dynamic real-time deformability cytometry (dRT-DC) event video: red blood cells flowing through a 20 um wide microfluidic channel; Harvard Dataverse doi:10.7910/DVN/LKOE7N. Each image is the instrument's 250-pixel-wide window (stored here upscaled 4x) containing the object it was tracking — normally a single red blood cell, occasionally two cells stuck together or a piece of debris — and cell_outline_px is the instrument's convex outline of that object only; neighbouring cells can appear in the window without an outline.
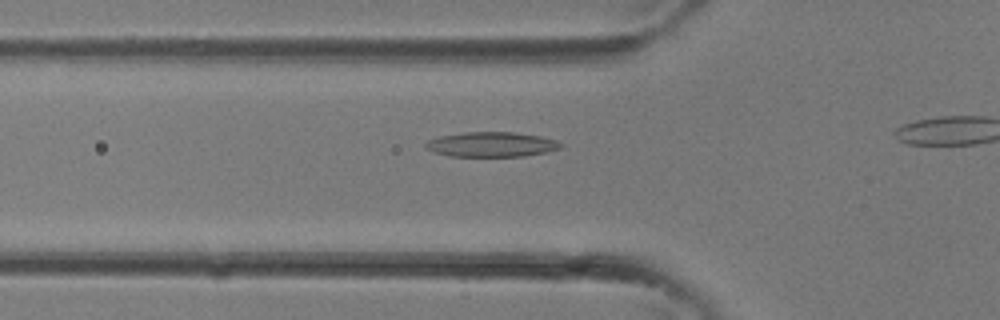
{"species": "common noctule bat (a hibernating species)", "species_latin": "Nyctalus noctula", "temperature_condition": "room temperature", "stored_images_in_passage": 22, "camera_frame_rate_fps": 3000, "um_per_image_px": 0.085, "animal": {"sex": "female"}, "frame": {"image": 1, "passage_image": 6, "time_ms": 1.667, "image_size_px": [1000, 320], "cell_outline_px": [[564, 144], [560, 148], [548, 152], [524, 156], [448, 156], [436, 152], [428, 148], [424, 144], [428, 140], [440, 136], [464, 132], [516, 132], [540, 136], [556, 140]], "centroid_in_image_um": [41.82, 12.27], "position_along_channel_um": 84.0, "area_um2": 19.54}}
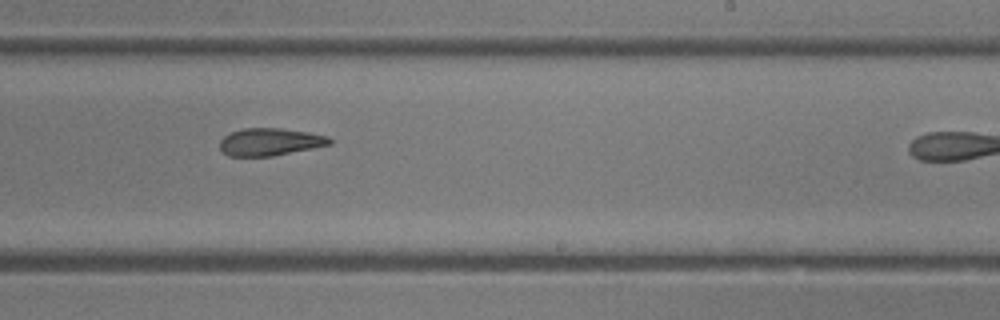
{"frame": {"image": 2, "passage_image": 15, "time_ms": 4.667, "image_size_px": [1000, 320], "cell_outline_px": [[332, 144], [272, 156], [228, 156], [220, 148], [220, 140], [224, 136], [232, 132], [244, 128], [280, 128], [308, 132], [328, 136], [332, 140]], "centroid_in_image_um": [22.95, 12.06], "position_along_channel_um": 266.0, "area_um2": 17.46}}
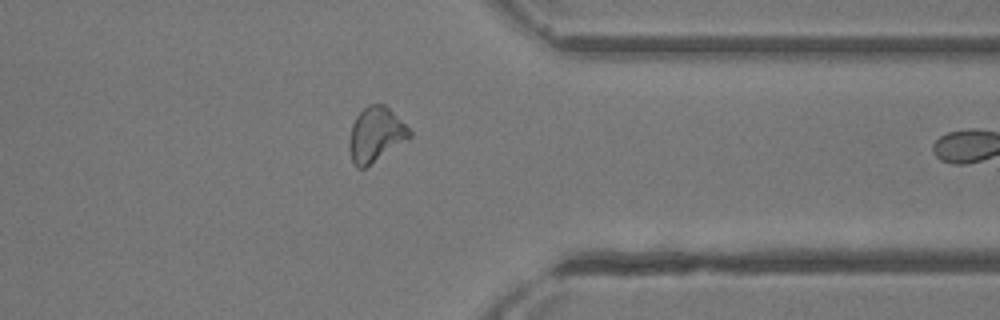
{"frame": {"image": 3, "passage_image": 21, "time_ms": 6.667, "image_size_px": [1000, 320], "cell_outline_px": [[412, 136], [364, 168], [356, 168], [352, 160], [348, 148], [348, 144], [352, 124], [356, 116], [368, 104], [384, 104], [412, 132]], "centroid_in_image_um": [31.9, 11.44], "position_along_channel_um": 379.5, "area_um2": 18.84}}